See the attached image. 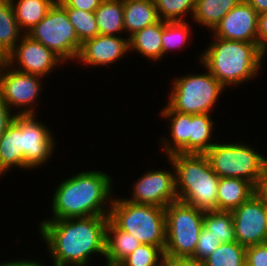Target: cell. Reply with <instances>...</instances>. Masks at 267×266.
<instances>
[{
	"mask_svg": "<svg viewBox=\"0 0 267 266\" xmlns=\"http://www.w3.org/2000/svg\"><path fill=\"white\" fill-rule=\"evenodd\" d=\"M108 219L90 216L42 220L38 230L52 258L51 265L89 266L93 255L104 259Z\"/></svg>",
	"mask_w": 267,
	"mask_h": 266,
	"instance_id": "6da1fadb",
	"label": "cell"
},
{
	"mask_svg": "<svg viewBox=\"0 0 267 266\" xmlns=\"http://www.w3.org/2000/svg\"><path fill=\"white\" fill-rule=\"evenodd\" d=\"M68 177L55 187L50 206L52 216L43 220L109 216L114 198L110 174L83 170Z\"/></svg>",
	"mask_w": 267,
	"mask_h": 266,
	"instance_id": "7a4b0ae2",
	"label": "cell"
},
{
	"mask_svg": "<svg viewBox=\"0 0 267 266\" xmlns=\"http://www.w3.org/2000/svg\"><path fill=\"white\" fill-rule=\"evenodd\" d=\"M213 39L198 56L201 67L207 69L226 89L244 85L260 76L265 55L258 43Z\"/></svg>",
	"mask_w": 267,
	"mask_h": 266,
	"instance_id": "3957f363",
	"label": "cell"
},
{
	"mask_svg": "<svg viewBox=\"0 0 267 266\" xmlns=\"http://www.w3.org/2000/svg\"><path fill=\"white\" fill-rule=\"evenodd\" d=\"M175 168L177 199L202 211L217 210L220 177L205 154L175 153L167 157Z\"/></svg>",
	"mask_w": 267,
	"mask_h": 266,
	"instance_id": "277c9868",
	"label": "cell"
},
{
	"mask_svg": "<svg viewBox=\"0 0 267 266\" xmlns=\"http://www.w3.org/2000/svg\"><path fill=\"white\" fill-rule=\"evenodd\" d=\"M109 219L120 229L135 237L141 244L166 245L165 208L137 204L114 196Z\"/></svg>",
	"mask_w": 267,
	"mask_h": 266,
	"instance_id": "5b68a950",
	"label": "cell"
},
{
	"mask_svg": "<svg viewBox=\"0 0 267 266\" xmlns=\"http://www.w3.org/2000/svg\"><path fill=\"white\" fill-rule=\"evenodd\" d=\"M167 104L185 114H212L226 88L206 69L205 73L175 77Z\"/></svg>",
	"mask_w": 267,
	"mask_h": 266,
	"instance_id": "8992f818",
	"label": "cell"
},
{
	"mask_svg": "<svg viewBox=\"0 0 267 266\" xmlns=\"http://www.w3.org/2000/svg\"><path fill=\"white\" fill-rule=\"evenodd\" d=\"M165 259L192 257L204 227V211L176 200L165 207Z\"/></svg>",
	"mask_w": 267,
	"mask_h": 266,
	"instance_id": "52a82bcc",
	"label": "cell"
},
{
	"mask_svg": "<svg viewBox=\"0 0 267 266\" xmlns=\"http://www.w3.org/2000/svg\"><path fill=\"white\" fill-rule=\"evenodd\" d=\"M205 155L220 178H240L253 185L267 165V157L243 141L219 143L216 140Z\"/></svg>",
	"mask_w": 267,
	"mask_h": 266,
	"instance_id": "ba28073f",
	"label": "cell"
},
{
	"mask_svg": "<svg viewBox=\"0 0 267 266\" xmlns=\"http://www.w3.org/2000/svg\"><path fill=\"white\" fill-rule=\"evenodd\" d=\"M26 34L53 51L65 63L67 62L66 64L76 62L82 44L68 19L66 10L57 1L44 19Z\"/></svg>",
	"mask_w": 267,
	"mask_h": 266,
	"instance_id": "9c48e42d",
	"label": "cell"
},
{
	"mask_svg": "<svg viewBox=\"0 0 267 266\" xmlns=\"http://www.w3.org/2000/svg\"><path fill=\"white\" fill-rule=\"evenodd\" d=\"M42 79L7 65L0 80V95L16 115H38L35 108L44 86Z\"/></svg>",
	"mask_w": 267,
	"mask_h": 266,
	"instance_id": "30bf717a",
	"label": "cell"
},
{
	"mask_svg": "<svg viewBox=\"0 0 267 266\" xmlns=\"http://www.w3.org/2000/svg\"><path fill=\"white\" fill-rule=\"evenodd\" d=\"M37 116L39 115H18L14 120L22 128V153L26 170L30 171L47 164L55 153L56 142L52 129L39 122Z\"/></svg>",
	"mask_w": 267,
	"mask_h": 266,
	"instance_id": "8fae6325",
	"label": "cell"
},
{
	"mask_svg": "<svg viewBox=\"0 0 267 266\" xmlns=\"http://www.w3.org/2000/svg\"><path fill=\"white\" fill-rule=\"evenodd\" d=\"M172 170L149 169L146 170L133 185L131 198L127 201L137 204H149L165 208L178 200L176 192L175 168L168 159Z\"/></svg>",
	"mask_w": 267,
	"mask_h": 266,
	"instance_id": "7c38bea8",
	"label": "cell"
},
{
	"mask_svg": "<svg viewBox=\"0 0 267 266\" xmlns=\"http://www.w3.org/2000/svg\"><path fill=\"white\" fill-rule=\"evenodd\" d=\"M65 62L40 42L24 34L14 50L8 55V65L13 69L48 77Z\"/></svg>",
	"mask_w": 267,
	"mask_h": 266,
	"instance_id": "4fadbf2b",
	"label": "cell"
},
{
	"mask_svg": "<svg viewBox=\"0 0 267 266\" xmlns=\"http://www.w3.org/2000/svg\"><path fill=\"white\" fill-rule=\"evenodd\" d=\"M231 212L237 243L248 247L267 242V207L255 195Z\"/></svg>",
	"mask_w": 267,
	"mask_h": 266,
	"instance_id": "5bb4252c",
	"label": "cell"
},
{
	"mask_svg": "<svg viewBox=\"0 0 267 266\" xmlns=\"http://www.w3.org/2000/svg\"><path fill=\"white\" fill-rule=\"evenodd\" d=\"M258 15L251 5L241 1L221 19L211 33L224 40L258 43Z\"/></svg>",
	"mask_w": 267,
	"mask_h": 266,
	"instance_id": "9a60e30c",
	"label": "cell"
},
{
	"mask_svg": "<svg viewBox=\"0 0 267 266\" xmlns=\"http://www.w3.org/2000/svg\"><path fill=\"white\" fill-rule=\"evenodd\" d=\"M128 53L130 52L127 34L122 36L98 34L82 44L76 61L77 64L80 61L79 63L89 67L112 66Z\"/></svg>",
	"mask_w": 267,
	"mask_h": 266,
	"instance_id": "2e32d148",
	"label": "cell"
},
{
	"mask_svg": "<svg viewBox=\"0 0 267 266\" xmlns=\"http://www.w3.org/2000/svg\"><path fill=\"white\" fill-rule=\"evenodd\" d=\"M159 116L169 120V139L160 137V148L166 158L175 153H189V114L177 112L166 104Z\"/></svg>",
	"mask_w": 267,
	"mask_h": 266,
	"instance_id": "e0dca14e",
	"label": "cell"
},
{
	"mask_svg": "<svg viewBox=\"0 0 267 266\" xmlns=\"http://www.w3.org/2000/svg\"><path fill=\"white\" fill-rule=\"evenodd\" d=\"M22 128L13 121L0 140V178L12 168L26 171V161L22 153Z\"/></svg>",
	"mask_w": 267,
	"mask_h": 266,
	"instance_id": "ac0fdd59",
	"label": "cell"
},
{
	"mask_svg": "<svg viewBox=\"0 0 267 266\" xmlns=\"http://www.w3.org/2000/svg\"><path fill=\"white\" fill-rule=\"evenodd\" d=\"M141 243L131 234L120 230L110 219L106 226L105 265L117 266Z\"/></svg>",
	"mask_w": 267,
	"mask_h": 266,
	"instance_id": "d6986e66",
	"label": "cell"
},
{
	"mask_svg": "<svg viewBox=\"0 0 267 266\" xmlns=\"http://www.w3.org/2000/svg\"><path fill=\"white\" fill-rule=\"evenodd\" d=\"M138 52L149 61H161L162 49V20L137 31L129 37V52Z\"/></svg>",
	"mask_w": 267,
	"mask_h": 266,
	"instance_id": "ffe728a7",
	"label": "cell"
},
{
	"mask_svg": "<svg viewBox=\"0 0 267 266\" xmlns=\"http://www.w3.org/2000/svg\"><path fill=\"white\" fill-rule=\"evenodd\" d=\"M124 28L128 38L160 18L154 0H123Z\"/></svg>",
	"mask_w": 267,
	"mask_h": 266,
	"instance_id": "44dd1931",
	"label": "cell"
},
{
	"mask_svg": "<svg viewBox=\"0 0 267 266\" xmlns=\"http://www.w3.org/2000/svg\"><path fill=\"white\" fill-rule=\"evenodd\" d=\"M254 195V185L249 181L225 177L219 179L217 210L232 211Z\"/></svg>",
	"mask_w": 267,
	"mask_h": 266,
	"instance_id": "7402d4cb",
	"label": "cell"
},
{
	"mask_svg": "<svg viewBox=\"0 0 267 266\" xmlns=\"http://www.w3.org/2000/svg\"><path fill=\"white\" fill-rule=\"evenodd\" d=\"M211 114H189V153L205 154L214 144Z\"/></svg>",
	"mask_w": 267,
	"mask_h": 266,
	"instance_id": "603a6c76",
	"label": "cell"
},
{
	"mask_svg": "<svg viewBox=\"0 0 267 266\" xmlns=\"http://www.w3.org/2000/svg\"><path fill=\"white\" fill-rule=\"evenodd\" d=\"M94 13L99 34L108 36L125 34L123 0H103Z\"/></svg>",
	"mask_w": 267,
	"mask_h": 266,
	"instance_id": "cb8c5ba5",
	"label": "cell"
},
{
	"mask_svg": "<svg viewBox=\"0 0 267 266\" xmlns=\"http://www.w3.org/2000/svg\"><path fill=\"white\" fill-rule=\"evenodd\" d=\"M242 0H196L192 21L210 32Z\"/></svg>",
	"mask_w": 267,
	"mask_h": 266,
	"instance_id": "d4e9b609",
	"label": "cell"
},
{
	"mask_svg": "<svg viewBox=\"0 0 267 266\" xmlns=\"http://www.w3.org/2000/svg\"><path fill=\"white\" fill-rule=\"evenodd\" d=\"M57 0H10L20 29L26 34L44 19Z\"/></svg>",
	"mask_w": 267,
	"mask_h": 266,
	"instance_id": "484cf974",
	"label": "cell"
},
{
	"mask_svg": "<svg viewBox=\"0 0 267 266\" xmlns=\"http://www.w3.org/2000/svg\"><path fill=\"white\" fill-rule=\"evenodd\" d=\"M24 34L10 0H0V51L8 56Z\"/></svg>",
	"mask_w": 267,
	"mask_h": 266,
	"instance_id": "4316f807",
	"label": "cell"
},
{
	"mask_svg": "<svg viewBox=\"0 0 267 266\" xmlns=\"http://www.w3.org/2000/svg\"><path fill=\"white\" fill-rule=\"evenodd\" d=\"M187 21L162 20V49L163 59L169 51L185 49L192 36V25ZM191 28V29H190Z\"/></svg>",
	"mask_w": 267,
	"mask_h": 266,
	"instance_id": "83f0119b",
	"label": "cell"
},
{
	"mask_svg": "<svg viewBox=\"0 0 267 266\" xmlns=\"http://www.w3.org/2000/svg\"><path fill=\"white\" fill-rule=\"evenodd\" d=\"M204 227L221 243L236 241L231 211H205Z\"/></svg>",
	"mask_w": 267,
	"mask_h": 266,
	"instance_id": "f1b7e54d",
	"label": "cell"
},
{
	"mask_svg": "<svg viewBox=\"0 0 267 266\" xmlns=\"http://www.w3.org/2000/svg\"><path fill=\"white\" fill-rule=\"evenodd\" d=\"M246 247L236 241L221 243L205 260L206 266H246Z\"/></svg>",
	"mask_w": 267,
	"mask_h": 266,
	"instance_id": "f546056e",
	"label": "cell"
},
{
	"mask_svg": "<svg viewBox=\"0 0 267 266\" xmlns=\"http://www.w3.org/2000/svg\"><path fill=\"white\" fill-rule=\"evenodd\" d=\"M164 251L159 246L141 244L117 266H165Z\"/></svg>",
	"mask_w": 267,
	"mask_h": 266,
	"instance_id": "4dcf8cb0",
	"label": "cell"
},
{
	"mask_svg": "<svg viewBox=\"0 0 267 266\" xmlns=\"http://www.w3.org/2000/svg\"><path fill=\"white\" fill-rule=\"evenodd\" d=\"M81 44L99 34L95 13L76 8H64Z\"/></svg>",
	"mask_w": 267,
	"mask_h": 266,
	"instance_id": "1f68e13d",
	"label": "cell"
},
{
	"mask_svg": "<svg viewBox=\"0 0 267 266\" xmlns=\"http://www.w3.org/2000/svg\"><path fill=\"white\" fill-rule=\"evenodd\" d=\"M160 20L186 21L185 16H193L196 0H154Z\"/></svg>",
	"mask_w": 267,
	"mask_h": 266,
	"instance_id": "d6a6232c",
	"label": "cell"
},
{
	"mask_svg": "<svg viewBox=\"0 0 267 266\" xmlns=\"http://www.w3.org/2000/svg\"><path fill=\"white\" fill-rule=\"evenodd\" d=\"M220 244L221 242H219L212 234H209L208 230L203 227L198 238L196 250L191 258L205 261Z\"/></svg>",
	"mask_w": 267,
	"mask_h": 266,
	"instance_id": "836d02e7",
	"label": "cell"
},
{
	"mask_svg": "<svg viewBox=\"0 0 267 266\" xmlns=\"http://www.w3.org/2000/svg\"><path fill=\"white\" fill-rule=\"evenodd\" d=\"M246 266H267V242L246 247Z\"/></svg>",
	"mask_w": 267,
	"mask_h": 266,
	"instance_id": "e575fe53",
	"label": "cell"
},
{
	"mask_svg": "<svg viewBox=\"0 0 267 266\" xmlns=\"http://www.w3.org/2000/svg\"><path fill=\"white\" fill-rule=\"evenodd\" d=\"M103 0H57L63 8H76L82 11L94 12Z\"/></svg>",
	"mask_w": 267,
	"mask_h": 266,
	"instance_id": "d590c367",
	"label": "cell"
},
{
	"mask_svg": "<svg viewBox=\"0 0 267 266\" xmlns=\"http://www.w3.org/2000/svg\"><path fill=\"white\" fill-rule=\"evenodd\" d=\"M17 116L0 95V140Z\"/></svg>",
	"mask_w": 267,
	"mask_h": 266,
	"instance_id": "8d00e7d4",
	"label": "cell"
},
{
	"mask_svg": "<svg viewBox=\"0 0 267 266\" xmlns=\"http://www.w3.org/2000/svg\"><path fill=\"white\" fill-rule=\"evenodd\" d=\"M258 47L266 55L267 54V12L258 15Z\"/></svg>",
	"mask_w": 267,
	"mask_h": 266,
	"instance_id": "74e56055",
	"label": "cell"
},
{
	"mask_svg": "<svg viewBox=\"0 0 267 266\" xmlns=\"http://www.w3.org/2000/svg\"><path fill=\"white\" fill-rule=\"evenodd\" d=\"M254 195L267 207V165L254 185Z\"/></svg>",
	"mask_w": 267,
	"mask_h": 266,
	"instance_id": "f35d334b",
	"label": "cell"
},
{
	"mask_svg": "<svg viewBox=\"0 0 267 266\" xmlns=\"http://www.w3.org/2000/svg\"><path fill=\"white\" fill-rule=\"evenodd\" d=\"M165 266H206L205 261L189 258L166 259Z\"/></svg>",
	"mask_w": 267,
	"mask_h": 266,
	"instance_id": "ab89813d",
	"label": "cell"
},
{
	"mask_svg": "<svg viewBox=\"0 0 267 266\" xmlns=\"http://www.w3.org/2000/svg\"><path fill=\"white\" fill-rule=\"evenodd\" d=\"M1 266H45L46 264H43L42 262H38L37 260L34 259H20L18 258L13 260V261H4V262H0ZM47 266V265H46ZM54 266V265H53Z\"/></svg>",
	"mask_w": 267,
	"mask_h": 266,
	"instance_id": "60d3db41",
	"label": "cell"
},
{
	"mask_svg": "<svg viewBox=\"0 0 267 266\" xmlns=\"http://www.w3.org/2000/svg\"><path fill=\"white\" fill-rule=\"evenodd\" d=\"M251 5L258 14L267 12V0H242Z\"/></svg>",
	"mask_w": 267,
	"mask_h": 266,
	"instance_id": "b9f144b4",
	"label": "cell"
},
{
	"mask_svg": "<svg viewBox=\"0 0 267 266\" xmlns=\"http://www.w3.org/2000/svg\"><path fill=\"white\" fill-rule=\"evenodd\" d=\"M8 65V56L5 55L2 51H0V80L2 78V74L4 69Z\"/></svg>",
	"mask_w": 267,
	"mask_h": 266,
	"instance_id": "7bdbcfd3",
	"label": "cell"
}]
</instances>
